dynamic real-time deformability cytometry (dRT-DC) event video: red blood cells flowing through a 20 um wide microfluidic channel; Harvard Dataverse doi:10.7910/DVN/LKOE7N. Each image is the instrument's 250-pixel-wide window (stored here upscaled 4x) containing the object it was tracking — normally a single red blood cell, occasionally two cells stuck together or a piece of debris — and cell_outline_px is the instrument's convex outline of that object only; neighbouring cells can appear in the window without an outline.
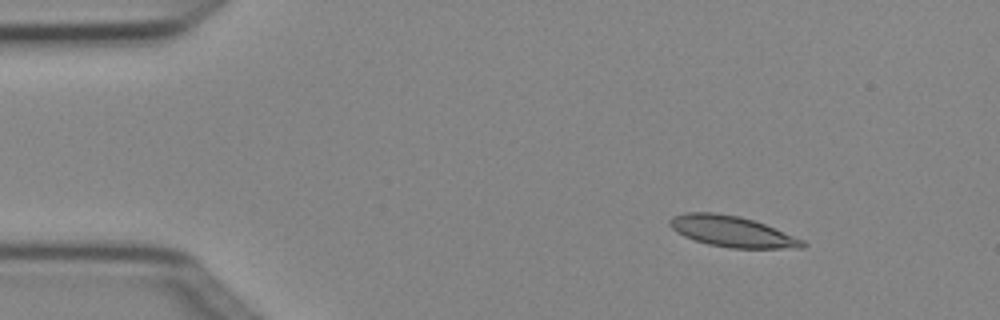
{"species": "Egyptian fruit bat (a non-hibernating species)", "species_latin": "Rousettus aegyptiacus", "temperature_condition": "cold", "stored_images_in_passage": 5, "segment_of_instrument_passage": [1, 2], "camera_frame_rate_fps": 3000, "um_per_image_px": 0.085, "animal": {"sex": "female"}, "frame": {"image": 1, "passage_image": 2, "time_ms": 0.333, "image_size_px": [1000, 320], "cell_outline_px": [[808, 244], [804, 248], [728, 248], [708, 244], [684, 236], [676, 232], [668, 224], [668, 220], [672, 216], [684, 212], [712, 212], [740, 216], [764, 224], [804, 240]], "centroid_in_image_um": [62.2, 19.67], "position_along_channel_um": 22.8, "area_um2": 23.93}}